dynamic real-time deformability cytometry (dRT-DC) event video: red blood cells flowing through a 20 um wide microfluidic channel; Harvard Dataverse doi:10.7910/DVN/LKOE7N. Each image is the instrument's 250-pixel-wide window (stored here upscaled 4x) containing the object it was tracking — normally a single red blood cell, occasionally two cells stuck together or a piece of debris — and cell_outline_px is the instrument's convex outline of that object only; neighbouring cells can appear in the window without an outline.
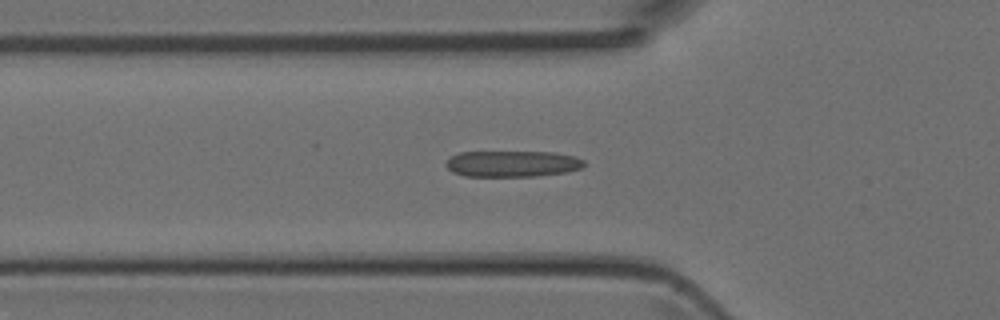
{"species": "Egyptian fruit bat (a non-hibernating species)", "species_latin": "Rousettus aegyptiacus", "temperature_condition": "room temperature", "stored_images_in_passage": 35, "camera_frame_rate_fps": 3000, "um_per_image_px": 0.085, "animal": {"sex": "female"}, "frame": {"image": 1, "passage_image": 8, "time_ms": 2.333, "image_size_px": [1000, 320], "cell_outline_px": [[584, 164], [580, 168], [568, 172], [536, 176], [464, 176], [452, 172], [444, 164], [452, 156], [460, 152], [556, 152], [576, 156], [584, 160]], "centroid_in_image_um": [43.56, 13.92], "position_along_channel_um": 82.2, "area_um2": 21.15}}
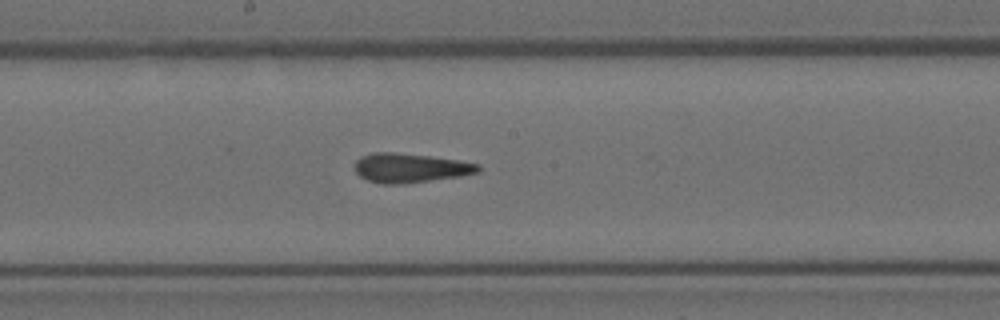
{"frame": {"image": 2, "passage_image": 17, "time_ms": 5.333, "image_size_px": [1000, 320], "cell_outline_px": [[480, 172], [460, 176], [400, 184], [380, 184], [368, 180], [360, 176], [356, 172], [352, 164], [360, 156], [372, 152], [396, 152], [460, 160], [480, 164]], "centroid_in_image_um": [34.83, 14.26], "position_along_channel_um": 213.4, "area_um2": 21.21}}
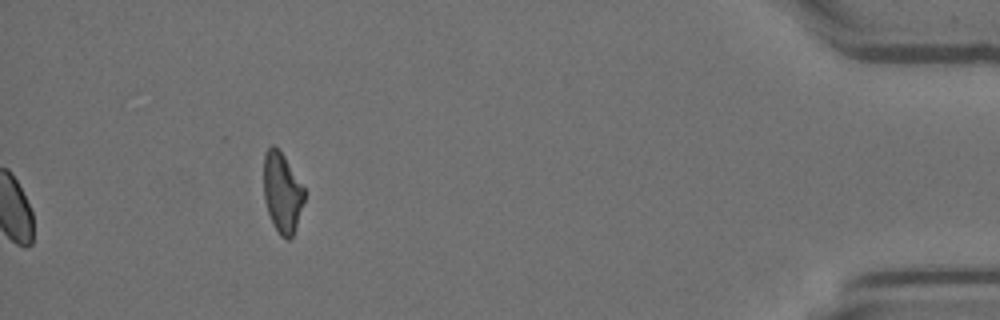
{"frame": {"image": 3, "passage_image": 35, "time_ms": 11.333, "image_size_px": [1000, 320], "cell_outline_px": [[304, 200], [296, 228], [292, 236], [288, 240], [284, 240], [280, 236], [272, 224], [264, 200], [264, 152], [272, 144], [284, 156], [304, 188]], "centroid_in_image_um": [23.97, 16.41], "position_along_channel_um": 411.2, "area_um2": 18.9}}